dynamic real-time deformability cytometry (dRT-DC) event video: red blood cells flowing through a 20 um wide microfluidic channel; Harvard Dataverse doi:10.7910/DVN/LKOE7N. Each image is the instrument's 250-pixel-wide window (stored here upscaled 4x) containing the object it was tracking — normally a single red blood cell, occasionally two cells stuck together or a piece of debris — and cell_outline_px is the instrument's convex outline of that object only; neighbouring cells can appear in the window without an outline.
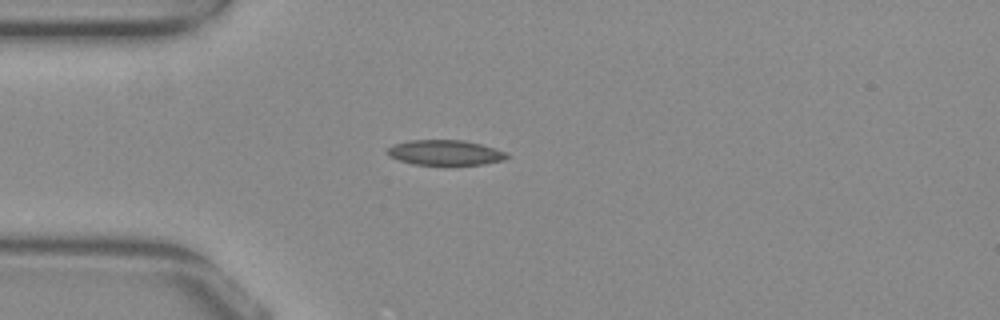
{"species": "common noctule bat (a hibernating species)", "species_latin": "Nyctalus noctula", "temperature_condition": "warm", "stored_images_in_passage": 20, "camera_frame_rate_fps": 3000, "um_per_image_px": 0.085, "animal": {"sex": "female", "body_mass_g": 29.2, "forearm_length_mm": 56.3}, "frame": {"image": 1, "passage_image": 1, "time_ms": 0.0, "image_size_px": [1000, 320], "cell_outline_px": [[508, 156], [504, 160], [484, 164], [444, 168], [412, 164], [388, 156], [384, 152], [392, 144], [408, 140], [464, 140], [480, 144], [504, 152]], "centroid_in_image_um": [37.76, 13.02], "position_along_channel_um": 47.2, "area_um2": 18.38}}
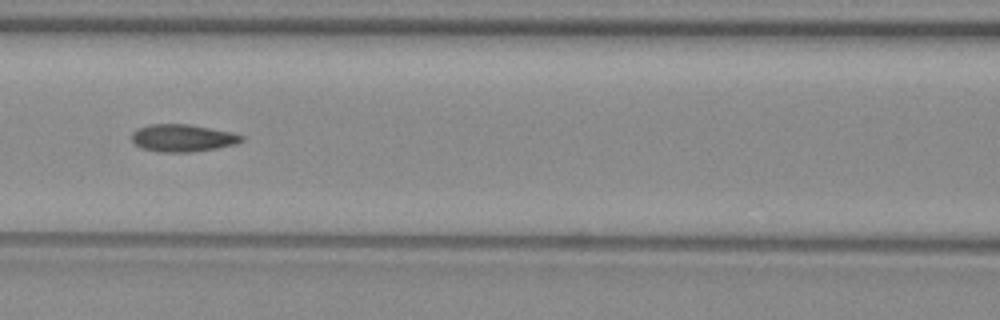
{"frame": {"image": 2, "passage_image": 10, "time_ms": 3.0, "image_size_px": [1000, 320], "cell_outline_px": [[244, 140], [236, 144], [216, 148], [192, 152], [160, 152], [140, 148], [132, 140], [132, 132], [136, 128], [148, 124], [188, 124], [232, 132], [244, 136]], "centroid_in_image_um": [15.51, 11.73], "position_along_channel_um": 151.1, "area_um2": 17.63}}
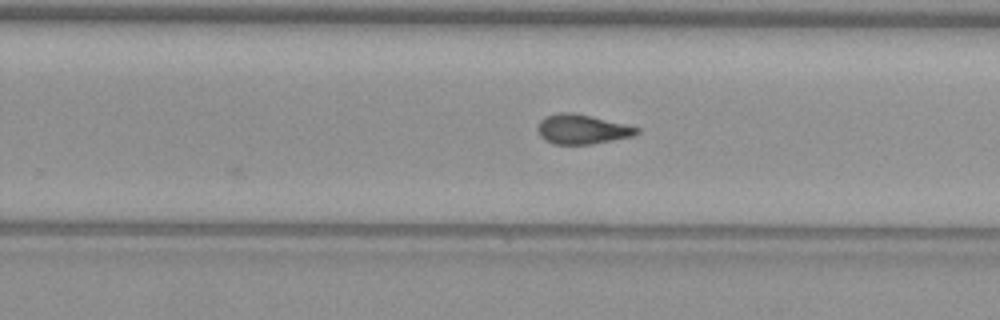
{"frame": {"image": 3, "passage_image": 20, "time_ms": 6.333, "image_size_px": [1000, 320], "cell_outline_px": [[640, 132], [632, 136], [592, 144], [552, 144], [544, 140], [540, 136], [536, 128], [540, 120], [544, 116], [560, 112], [572, 112], [624, 124], [640, 128]], "centroid_in_image_um": [49.42, 10.99], "position_along_channel_um": 280.4, "area_um2": 17.05}}